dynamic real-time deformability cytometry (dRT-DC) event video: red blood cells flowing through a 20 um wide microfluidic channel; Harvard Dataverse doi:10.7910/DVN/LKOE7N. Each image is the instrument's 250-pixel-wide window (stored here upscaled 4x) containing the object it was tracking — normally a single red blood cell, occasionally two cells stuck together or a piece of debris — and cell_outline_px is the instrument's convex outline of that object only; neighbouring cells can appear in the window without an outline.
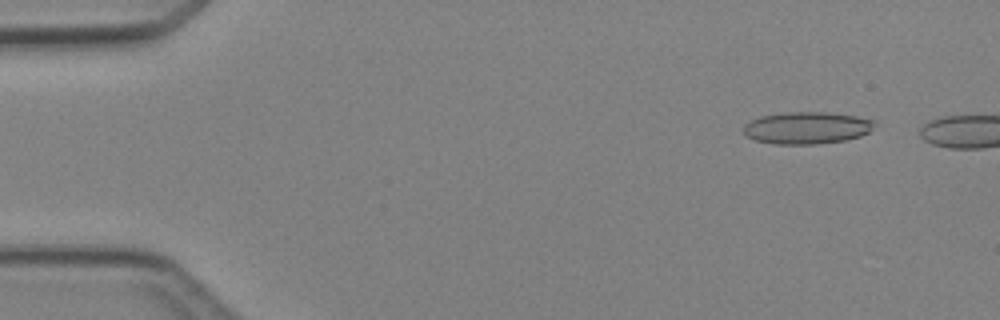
{"species": "Egyptian fruit bat (a non-hibernating species)", "species_latin": "Rousettus aegyptiacus", "temperature_condition": "cold", "stored_images_in_passage": 5, "camera_frame_rate_fps": 3000, "um_per_image_px": 0.085, "animal": {"sex": "female"}, "frame": {"image": 1, "passage_image": 2, "time_ms": 1.0, "image_size_px": [1000, 320], "cell_outline_px": [[876, 124], [868, 132], [860, 136], [848, 140], [816, 144], [772, 144], [756, 140], [748, 136], [744, 132], [744, 124], [760, 116], [784, 112], [824, 112], [856, 116], [876, 120]], "centroid_in_image_um": [68.6, 10.87], "position_along_channel_um": 16.4, "area_um2": 24.57}}